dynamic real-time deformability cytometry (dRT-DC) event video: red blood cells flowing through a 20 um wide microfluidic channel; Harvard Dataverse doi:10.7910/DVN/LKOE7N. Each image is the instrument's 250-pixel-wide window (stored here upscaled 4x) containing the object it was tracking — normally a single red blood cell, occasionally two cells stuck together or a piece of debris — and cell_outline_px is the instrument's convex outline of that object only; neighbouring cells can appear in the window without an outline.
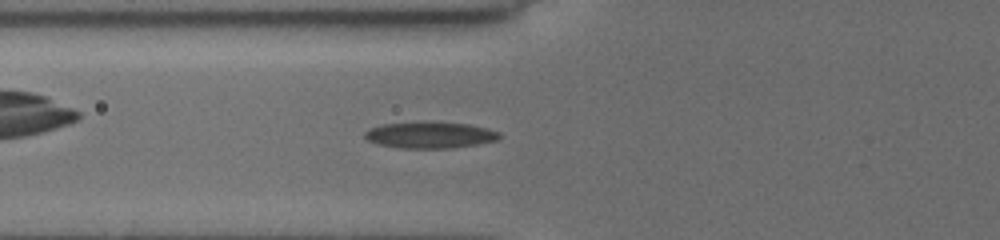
{"species": "common noctule bat (a hibernating species)", "species_latin": "Nyctalus noctula", "temperature_condition": "cold", "stored_images_in_passage": 56, "camera_frame_rate_fps": 3000, "um_per_image_px": 0.085, "animal": {"sex": "female", "body_mass_g": 19.5, "forearm_length_mm": 54.1}, "frame": {"image": 1, "passage_image": 24, "time_ms": 7.667, "image_size_px": [1000, 240], "cell_outline_px": [[500, 136], [496, 140], [476, 144], [452, 148], [396, 148], [376, 144], [368, 140], [364, 136], [364, 132], [368, 128], [380, 124], [468, 124], [500, 132]], "centroid_in_image_um": [36.48, 11.52], "position_along_channel_um": 89.3, "area_um2": 19.88}}
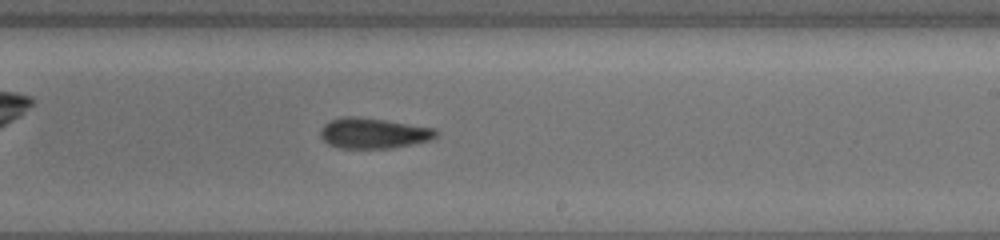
{"frame": {"image": 2, "passage_image": 37, "time_ms": 12.0, "image_size_px": [1000, 240], "cell_outline_px": [[440, 132], [436, 136], [428, 140], [412, 144], [392, 148], [340, 148], [328, 144], [320, 136], [320, 128], [328, 120], [344, 116], [356, 116], [384, 120], [436, 128]], "centroid_in_image_um": [31.71, 11.31], "position_along_channel_um": 257.3, "area_um2": 20.63}}
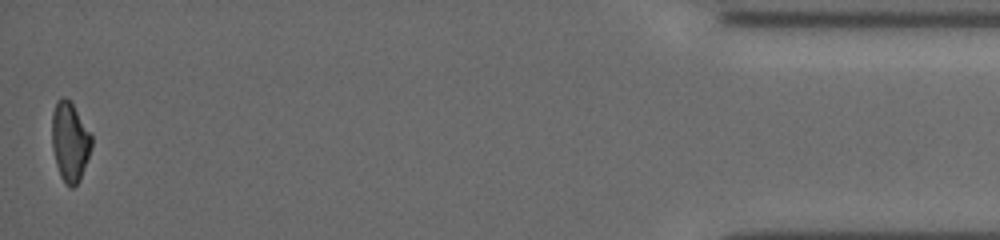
{"frame": {"image": 3, "passage_image": 56, "time_ms": 18.333, "image_size_px": [1000, 240], "cell_outline_px": [[92, 144], [80, 180], [72, 188], [68, 188], [64, 184], [60, 176], [56, 164], [52, 148], [52, 112], [56, 100], [60, 96], [64, 96], [72, 104], [92, 132]], "centroid_in_image_um": [5.93, 12.04], "position_along_channel_um": 429.3, "area_um2": 18.61}, "authors_computed_cell_mechanics": {"area_um2": 19.2763, "velocity_mm_per_s": 3.8687, "shape_relaxation_time_tau1_ms": null, "shape_relaxation_time_tau2_ms": 11.1926, "deformation_change_tau1": null, "deformation_change_tau2": 0.2121}}